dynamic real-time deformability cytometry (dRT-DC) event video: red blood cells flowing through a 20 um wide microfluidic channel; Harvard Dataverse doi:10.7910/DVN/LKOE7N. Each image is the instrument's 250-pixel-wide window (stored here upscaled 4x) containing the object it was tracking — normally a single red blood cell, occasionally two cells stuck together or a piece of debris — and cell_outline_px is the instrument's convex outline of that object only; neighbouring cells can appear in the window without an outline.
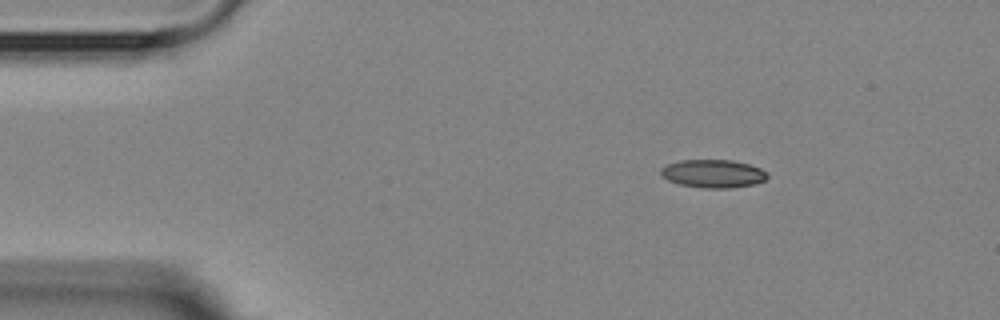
{"species": "Egyptian fruit bat (a non-hibernating species)", "species_latin": "Rousettus aegyptiacus", "temperature_condition": "room temperature", "stored_images_in_passage": 5, "camera_frame_rate_fps": 3000, "um_per_image_px": 0.085, "animal": {"sex": "female"}, "frame": {"image": 1, "passage_image": 5, "time_ms": 6.333, "image_size_px": [1000, 320], "cell_outline_px": [[768, 176], [764, 180], [756, 184], [728, 188], [704, 188], [680, 184], [668, 180], [660, 176], [660, 168], [668, 164], [680, 160], [732, 160], [748, 164], [760, 168], [768, 172]], "centroid_in_image_um": [60.61, 14.76], "position_along_channel_um": 24.4, "area_um2": 17.51}}